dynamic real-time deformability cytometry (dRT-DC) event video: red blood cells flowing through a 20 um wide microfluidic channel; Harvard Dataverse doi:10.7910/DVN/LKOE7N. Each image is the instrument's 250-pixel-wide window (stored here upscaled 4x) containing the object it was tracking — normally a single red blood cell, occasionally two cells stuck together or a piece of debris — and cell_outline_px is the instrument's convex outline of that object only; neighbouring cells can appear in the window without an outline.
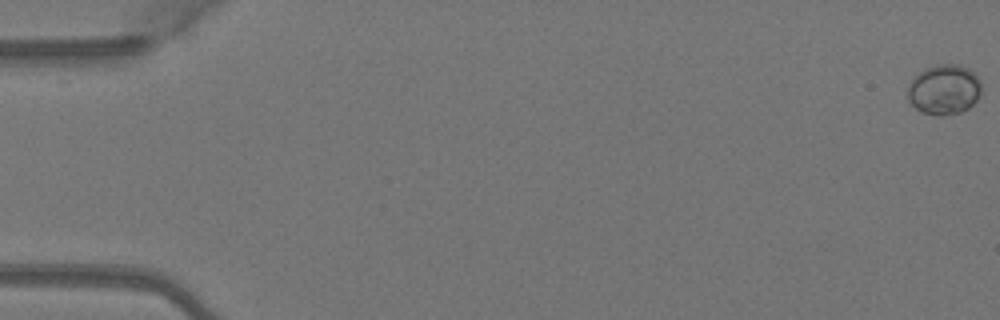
{"species": "Egyptian fruit bat (a non-hibernating species)", "species_latin": "Rousettus aegyptiacus", "temperature_condition": "warm", "stored_images_in_passage": 51, "camera_frame_rate_fps": 3000, "um_per_image_px": 0.085, "animal": {"sex": "female"}, "frame": {"image": 1, "passage_image": 1, "time_ms": 0.0, "image_size_px": [1000, 320], "cell_outline_px": [[980, 92], [976, 100], [968, 108], [960, 112], [944, 116], [940, 116], [924, 112], [916, 108], [908, 100], [908, 84], [920, 72], [936, 64], [956, 64], [968, 68], [980, 80]], "centroid_in_image_um": [80.24, 7.62], "position_along_channel_um": 4.8, "area_um2": 21.21}}
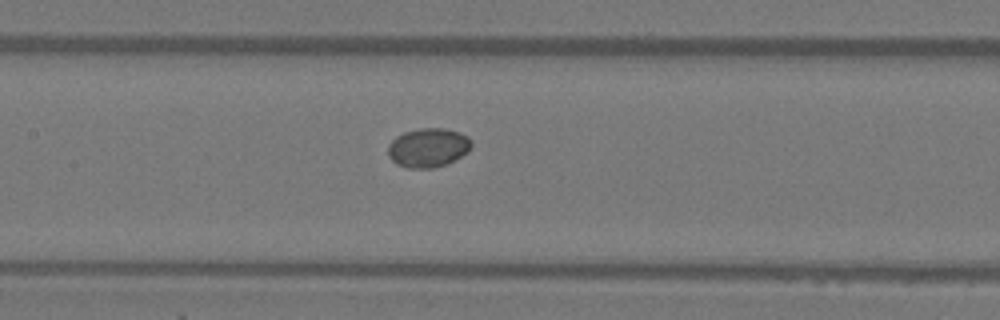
{"frame": {"image": 2, "passage_image": 25, "time_ms": 8.0, "image_size_px": [1000, 320], "cell_outline_px": [[472, 144], [468, 152], [444, 164], [432, 168], [408, 168], [396, 164], [388, 156], [388, 144], [396, 136], [404, 132], [420, 128], [444, 128], [460, 132], [468, 136], [472, 140]], "centroid_in_image_um": [36.38, 12.53], "position_along_channel_um": 171.0, "area_um2": 19.02}}
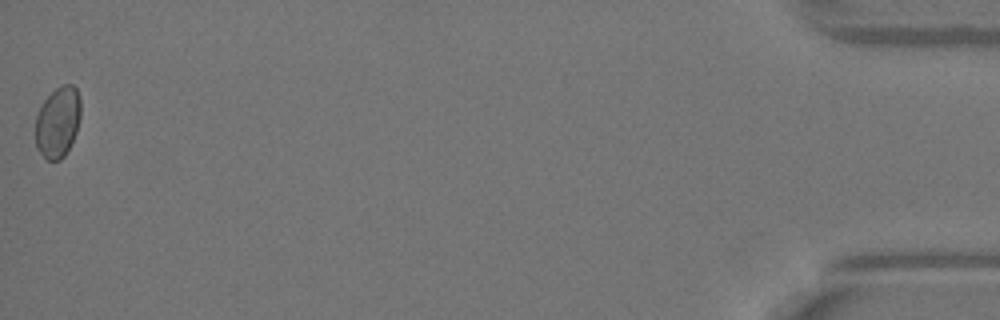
{"frame": {"image": 3, "passage_image": 51, "time_ms": 16.667, "image_size_px": [1000, 320], "cell_outline_px": [[80, 116], [76, 132], [64, 156], [60, 160], [44, 160], [36, 148], [36, 116], [44, 100], [60, 84], [72, 84], [76, 88], [80, 96]], "centroid_in_image_um": [4.91, 10.38], "position_along_channel_um": 430.3, "area_um2": 18.73}, "authors_computed_cell_mechanics": {"area_um2": 18.8428, "velocity_mm_per_s": 4.1016, "shape_relaxation_time_tau1_ms": null, "shape_relaxation_time_tau2_ms": 5.8679, "deformation_change_tau1": null, "deformation_change_tau2": 0.027}}